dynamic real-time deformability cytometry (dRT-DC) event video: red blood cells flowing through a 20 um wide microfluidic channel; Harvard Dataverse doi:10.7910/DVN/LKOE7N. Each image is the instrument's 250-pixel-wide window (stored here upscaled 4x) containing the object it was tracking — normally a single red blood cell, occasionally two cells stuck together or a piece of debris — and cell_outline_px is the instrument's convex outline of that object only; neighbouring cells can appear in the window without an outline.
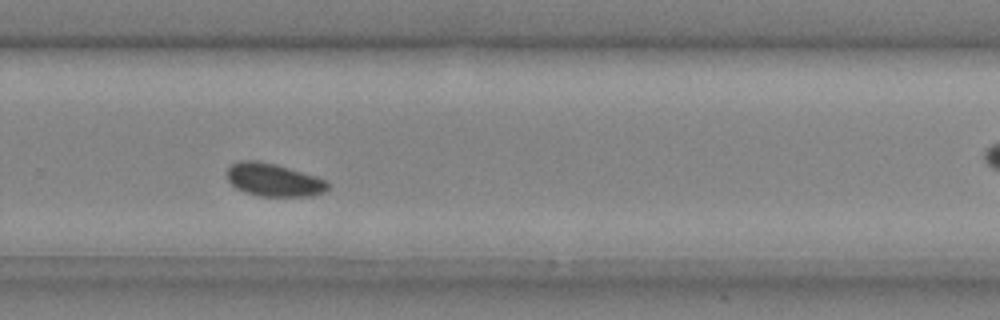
{"species": "common noctule bat (a hibernating species)", "species_latin": "Nyctalus noctula", "temperature_condition": "cold", "stored_images_in_passage": 26, "camera_frame_rate_fps": 3000, "um_per_image_px": 0.085, "animal": {"sex": "male", "body_mass_g": 20.4}, "frame": {"image": 1, "passage_image": 19, "time_ms": 6.0, "image_size_px": [1000, 320], "cell_outline_px": [[328, 188], [324, 192], [312, 196], [260, 196], [244, 192], [236, 188], [228, 180], [228, 168], [232, 164], [240, 160], [256, 160], [276, 164], [316, 176], [328, 180]], "centroid_in_image_um": [23.28, 15.29], "position_along_channel_um": 306.5, "area_um2": 19.36}}